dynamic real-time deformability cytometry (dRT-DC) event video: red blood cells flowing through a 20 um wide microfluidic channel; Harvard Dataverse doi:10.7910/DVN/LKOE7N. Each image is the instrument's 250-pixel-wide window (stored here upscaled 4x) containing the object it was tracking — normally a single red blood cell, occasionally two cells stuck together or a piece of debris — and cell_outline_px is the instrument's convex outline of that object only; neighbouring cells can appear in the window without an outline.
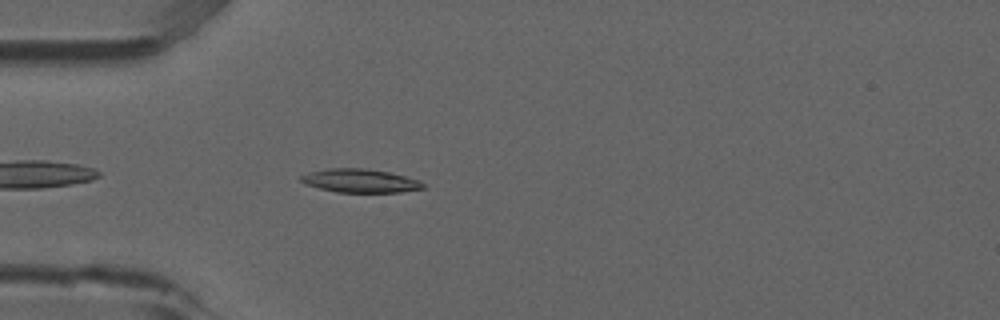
{"species": "common noctule bat (a hibernating species)", "species_latin": "Nyctalus noctula", "temperature_condition": "room temperature", "stored_images_in_passage": 4, "camera_frame_rate_fps": 3000, "um_per_image_px": 0.085, "animal": {"sex": "male", "forearm_length_mm": 52.5}, "frame": {"image": 1, "passage_image": 4, "time_ms": 1.0, "image_size_px": [1000, 320], "cell_outline_px": [[424, 188], [400, 192], [336, 192], [304, 184], [300, 180], [300, 176], [308, 172], [328, 168], [364, 168], [388, 172], [420, 180], [424, 184]], "centroid_in_image_um": [30.58, 15.36], "position_along_channel_um": 54.4, "area_um2": 16.7}}